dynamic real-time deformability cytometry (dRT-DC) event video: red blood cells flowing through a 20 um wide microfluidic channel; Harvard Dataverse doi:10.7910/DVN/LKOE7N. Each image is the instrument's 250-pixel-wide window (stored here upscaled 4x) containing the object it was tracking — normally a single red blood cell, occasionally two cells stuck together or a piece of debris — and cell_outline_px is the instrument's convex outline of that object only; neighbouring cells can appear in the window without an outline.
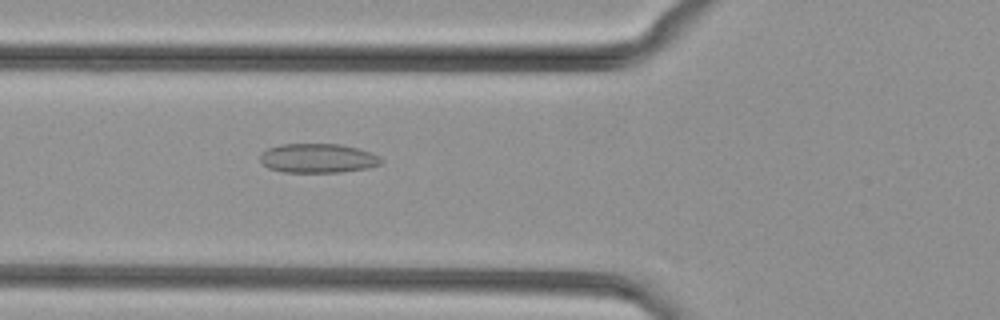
{"species": "common noctule bat (a hibernating species)", "species_latin": "Nyctalus noctula", "temperature_condition": "cold", "stored_images_in_passage": 33, "segment_of_instrument_passage": [1, 2], "camera_frame_rate_fps": 3000, "um_per_image_px": 0.085, "animal": {"sex": "female", "body_mass_g": 29.2, "forearm_length_mm": 56.3}, "frame": {"image": 1, "passage_image": 6, "time_ms": 1.667, "image_size_px": [1000, 320], "cell_outline_px": [[384, 160], [380, 164], [368, 168], [340, 172], [284, 172], [268, 168], [260, 160], [260, 152], [268, 148], [280, 144], [340, 144], [356, 148], [380, 156]], "centroid_in_image_um": [27.0, 13.45], "position_along_channel_um": 98.8, "area_um2": 20.63}}
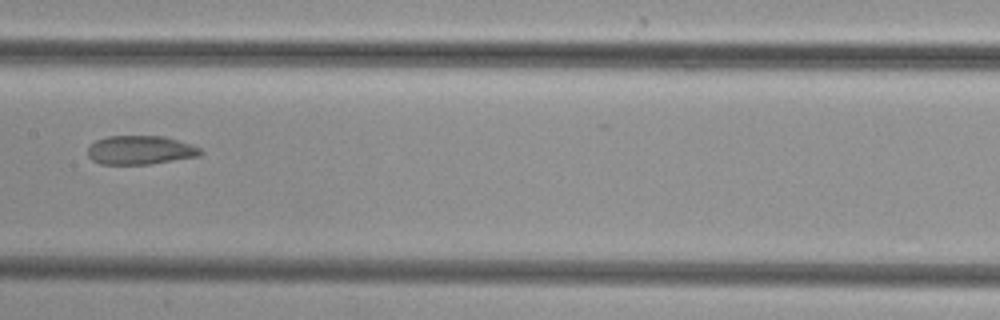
{"frame": {"image": 2, "passage_image": 13, "time_ms": 4.0, "image_size_px": [1000, 320], "cell_outline_px": [[204, 152], [200, 156], [148, 164], [100, 164], [92, 160], [88, 156], [88, 148], [96, 140], [108, 136], [164, 136], [192, 144], [200, 148]], "centroid_in_image_um": [11.94, 12.75], "position_along_channel_um": 195.5, "area_um2": 18.96}}
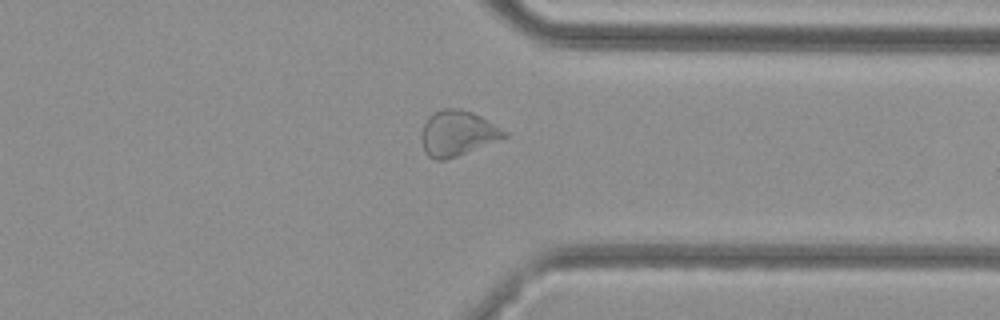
{"frame": {"image": 3, "passage_image": 26, "time_ms": 8.333, "image_size_px": [1000, 320], "cell_outline_px": [[508, 136], [456, 156], [444, 160], [436, 160], [428, 156], [424, 148], [420, 136], [424, 124], [428, 116], [444, 108], [460, 108], [472, 112], [488, 120], [508, 132]], "centroid_in_image_um": [38.87, 11.31], "position_along_channel_um": 372.5, "area_um2": 21.62}}